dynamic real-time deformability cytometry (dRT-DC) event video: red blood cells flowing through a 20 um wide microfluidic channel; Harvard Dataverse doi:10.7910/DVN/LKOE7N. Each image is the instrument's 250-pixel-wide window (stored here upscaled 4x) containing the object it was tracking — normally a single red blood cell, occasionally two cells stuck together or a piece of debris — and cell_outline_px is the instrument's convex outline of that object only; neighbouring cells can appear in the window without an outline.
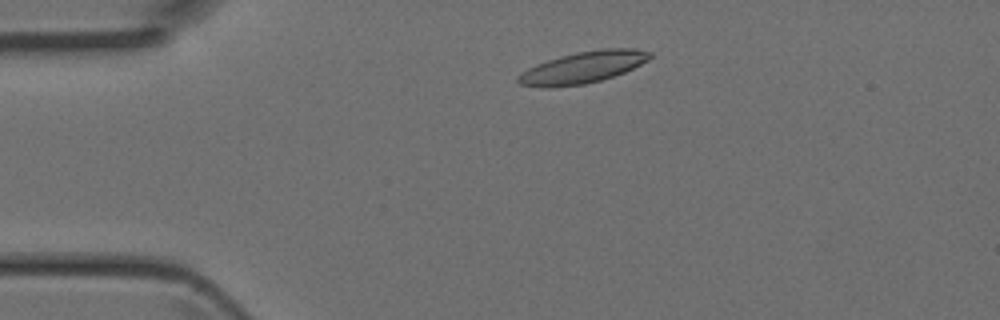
{"species": "Egyptian fruit bat (a non-hibernating species)", "species_latin": "Rousettus aegyptiacus", "temperature_condition": "room temperature", "stored_images_in_passage": 3, "camera_frame_rate_fps": 3000, "um_per_image_px": 0.085, "animal": {"sex": "female"}, "frame": {"image": 1, "passage_image": 1, "time_ms": 0.0, "image_size_px": [1000, 320], "cell_outline_px": [[652, 56], [648, 60], [624, 72], [600, 80], [584, 84], [552, 88], [540, 88], [520, 84], [516, 80], [516, 76], [520, 72], [536, 64], [560, 56], [576, 52], [604, 48], [632, 48], [652, 52]], "centroid_in_image_um": [49.49, 5.73], "position_along_channel_um": 35.5, "area_um2": 24.39}}